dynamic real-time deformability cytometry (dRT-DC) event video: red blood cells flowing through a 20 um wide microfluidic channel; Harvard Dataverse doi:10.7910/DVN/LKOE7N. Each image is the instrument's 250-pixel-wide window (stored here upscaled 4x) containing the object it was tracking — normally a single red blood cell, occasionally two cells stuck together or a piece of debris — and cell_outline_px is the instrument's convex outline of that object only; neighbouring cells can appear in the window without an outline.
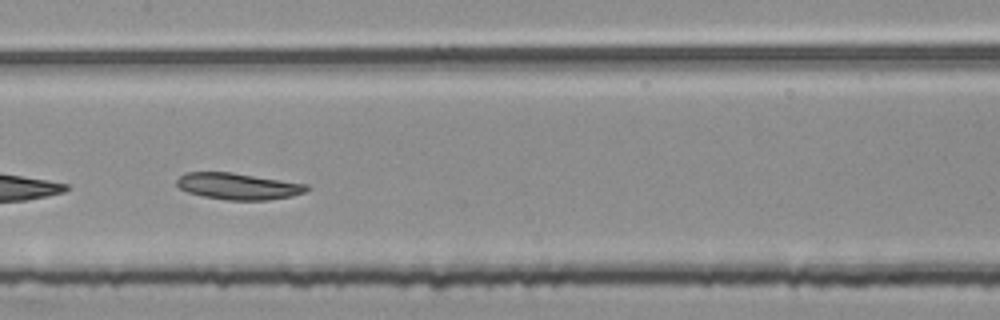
{"species": "common noctule bat (a hibernating species)", "species_latin": "Nyctalus noctula", "temperature_condition": "room temperature", "stored_images_in_passage": 19, "camera_frame_rate_fps": 3000, "um_per_image_px": 0.085, "animal": {"sex": "female", "body_mass_g": 25.1}, "frame": {"image": 1, "passage_image": 11, "time_ms": 3.333, "image_size_px": [1000, 320], "cell_outline_px": [[312, 188], [304, 192], [292, 196], [268, 200], [224, 200], [204, 196], [188, 192], [180, 188], [176, 184], [176, 180], [184, 172], [232, 172], [308, 184]], "centroid_in_image_um": [20.26, 15.83], "position_along_channel_um": 187.1, "area_um2": 20.17}}
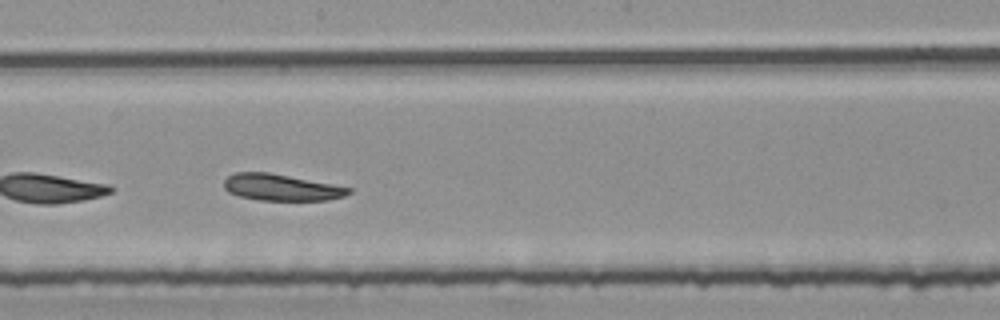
{"frame": {"image": 2, "passage_image": 14, "time_ms": 4.333, "image_size_px": [1000, 320], "cell_outline_px": [[352, 192], [344, 196], [328, 200], [260, 200], [240, 196], [228, 192], [224, 188], [224, 180], [228, 176], [236, 172], [268, 172], [352, 188]], "centroid_in_image_um": [23.89, 15.93], "position_along_channel_um": 224.3, "area_um2": 19.07}}